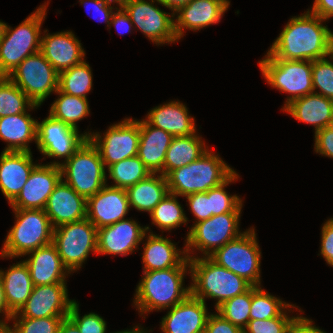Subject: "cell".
Listing matches in <instances>:
<instances>
[{"instance_id": "44dd1931", "label": "cell", "mask_w": 333, "mask_h": 333, "mask_svg": "<svg viewBox=\"0 0 333 333\" xmlns=\"http://www.w3.org/2000/svg\"><path fill=\"white\" fill-rule=\"evenodd\" d=\"M208 317L205 302L190 294L170 308L162 318L161 330L164 333H204Z\"/></svg>"}, {"instance_id": "ffe728a7", "label": "cell", "mask_w": 333, "mask_h": 333, "mask_svg": "<svg viewBox=\"0 0 333 333\" xmlns=\"http://www.w3.org/2000/svg\"><path fill=\"white\" fill-rule=\"evenodd\" d=\"M63 180L55 186L44 208L53 228L86 219L87 200Z\"/></svg>"}, {"instance_id": "4316f807", "label": "cell", "mask_w": 333, "mask_h": 333, "mask_svg": "<svg viewBox=\"0 0 333 333\" xmlns=\"http://www.w3.org/2000/svg\"><path fill=\"white\" fill-rule=\"evenodd\" d=\"M148 124L169 132L173 137L196 134L194 118L183 103L171 101L153 108L145 120Z\"/></svg>"}, {"instance_id": "9a60e30c", "label": "cell", "mask_w": 333, "mask_h": 333, "mask_svg": "<svg viewBox=\"0 0 333 333\" xmlns=\"http://www.w3.org/2000/svg\"><path fill=\"white\" fill-rule=\"evenodd\" d=\"M154 1L157 0H151V3L145 0H126L121 6L129 14L131 22L152 42L159 45L178 41L174 19L170 17V13L155 7Z\"/></svg>"}, {"instance_id": "f35d334b", "label": "cell", "mask_w": 333, "mask_h": 333, "mask_svg": "<svg viewBox=\"0 0 333 333\" xmlns=\"http://www.w3.org/2000/svg\"><path fill=\"white\" fill-rule=\"evenodd\" d=\"M296 307L268 294L260 286H252L250 319L264 320L278 317L286 308Z\"/></svg>"}, {"instance_id": "d4e9b609", "label": "cell", "mask_w": 333, "mask_h": 333, "mask_svg": "<svg viewBox=\"0 0 333 333\" xmlns=\"http://www.w3.org/2000/svg\"><path fill=\"white\" fill-rule=\"evenodd\" d=\"M27 254H31V257L24 262L27 264L34 286L65 283L66 275L70 272L63 264L53 243Z\"/></svg>"}, {"instance_id": "f546056e", "label": "cell", "mask_w": 333, "mask_h": 333, "mask_svg": "<svg viewBox=\"0 0 333 333\" xmlns=\"http://www.w3.org/2000/svg\"><path fill=\"white\" fill-rule=\"evenodd\" d=\"M4 298L7 308L14 314L26 303L33 290V282L27 264L22 261L1 271Z\"/></svg>"}, {"instance_id": "c3c4849f", "label": "cell", "mask_w": 333, "mask_h": 333, "mask_svg": "<svg viewBox=\"0 0 333 333\" xmlns=\"http://www.w3.org/2000/svg\"><path fill=\"white\" fill-rule=\"evenodd\" d=\"M322 240L320 253L327 264L333 266V218L326 221L322 227Z\"/></svg>"}, {"instance_id": "5bb4252c", "label": "cell", "mask_w": 333, "mask_h": 333, "mask_svg": "<svg viewBox=\"0 0 333 333\" xmlns=\"http://www.w3.org/2000/svg\"><path fill=\"white\" fill-rule=\"evenodd\" d=\"M78 131L49 114L41 123L37 122V148L45 156L65 157L67 161L91 134H78Z\"/></svg>"}, {"instance_id": "7dc6e473", "label": "cell", "mask_w": 333, "mask_h": 333, "mask_svg": "<svg viewBox=\"0 0 333 333\" xmlns=\"http://www.w3.org/2000/svg\"><path fill=\"white\" fill-rule=\"evenodd\" d=\"M204 333H244L243 329L230 321L225 320L220 314H210Z\"/></svg>"}, {"instance_id": "8d00e7d4", "label": "cell", "mask_w": 333, "mask_h": 333, "mask_svg": "<svg viewBox=\"0 0 333 333\" xmlns=\"http://www.w3.org/2000/svg\"><path fill=\"white\" fill-rule=\"evenodd\" d=\"M26 107L33 109L39 106L34 105L7 76H0V117L26 113Z\"/></svg>"}, {"instance_id": "d590c367", "label": "cell", "mask_w": 333, "mask_h": 333, "mask_svg": "<svg viewBox=\"0 0 333 333\" xmlns=\"http://www.w3.org/2000/svg\"><path fill=\"white\" fill-rule=\"evenodd\" d=\"M114 180L112 187L127 189L152 174L138 156L126 158L107 169Z\"/></svg>"}, {"instance_id": "94428289", "label": "cell", "mask_w": 333, "mask_h": 333, "mask_svg": "<svg viewBox=\"0 0 333 333\" xmlns=\"http://www.w3.org/2000/svg\"><path fill=\"white\" fill-rule=\"evenodd\" d=\"M6 26H7L6 23L0 21V40L4 36Z\"/></svg>"}, {"instance_id": "603a6c76", "label": "cell", "mask_w": 333, "mask_h": 333, "mask_svg": "<svg viewBox=\"0 0 333 333\" xmlns=\"http://www.w3.org/2000/svg\"><path fill=\"white\" fill-rule=\"evenodd\" d=\"M40 52L58 73L82 63L85 55L80 41L71 31L42 36Z\"/></svg>"}, {"instance_id": "681fc988", "label": "cell", "mask_w": 333, "mask_h": 333, "mask_svg": "<svg viewBox=\"0 0 333 333\" xmlns=\"http://www.w3.org/2000/svg\"><path fill=\"white\" fill-rule=\"evenodd\" d=\"M315 152L333 158V131L326 128L315 133Z\"/></svg>"}, {"instance_id": "f5cc1de1", "label": "cell", "mask_w": 333, "mask_h": 333, "mask_svg": "<svg viewBox=\"0 0 333 333\" xmlns=\"http://www.w3.org/2000/svg\"><path fill=\"white\" fill-rule=\"evenodd\" d=\"M310 12L329 20L333 16V0H315Z\"/></svg>"}, {"instance_id": "7c38bea8", "label": "cell", "mask_w": 333, "mask_h": 333, "mask_svg": "<svg viewBox=\"0 0 333 333\" xmlns=\"http://www.w3.org/2000/svg\"><path fill=\"white\" fill-rule=\"evenodd\" d=\"M240 214L223 213L194 223L186 238V256L189 257L190 248L194 247L209 257L227 242L238 238L242 234L238 228Z\"/></svg>"}, {"instance_id": "7a4b0ae2", "label": "cell", "mask_w": 333, "mask_h": 333, "mask_svg": "<svg viewBox=\"0 0 333 333\" xmlns=\"http://www.w3.org/2000/svg\"><path fill=\"white\" fill-rule=\"evenodd\" d=\"M187 267H190L188 257L177 267L143 272L134 300L141 315L153 309L172 308L191 294L190 286L184 288L182 284Z\"/></svg>"}, {"instance_id": "1f68e13d", "label": "cell", "mask_w": 333, "mask_h": 333, "mask_svg": "<svg viewBox=\"0 0 333 333\" xmlns=\"http://www.w3.org/2000/svg\"><path fill=\"white\" fill-rule=\"evenodd\" d=\"M126 192L130 206L150 213L169 193V189L165 176L160 174L156 177V173H152L128 187Z\"/></svg>"}, {"instance_id": "836d02e7", "label": "cell", "mask_w": 333, "mask_h": 333, "mask_svg": "<svg viewBox=\"0 0 333 333\" xmlns=\"http://www.w3.org/2000/svg\"><path fill=\"white\" fill-rule=\"evenodd\" d=\"M59 98L53 102L50 115L67 125L78 129L77 121H80L90 113L87 98L76 97L57 90Z\"/></svg>"}, {"instance_id": "bcb514c9", "label": "cell", "mask_w": 333, "mask_h": 333, "mask_svg": "<svg viewBox=\"0 0 333 333\" xmlns=\"http://www.w3.org/2000/svg\"><path fill=\"white\" fill-rule=\"evenodd\" d=\"M185 197L188 199L191 212L197 218L196 223L211 217L209 191L192 193Z\"/></svg>"}, {"instance_id": "2e32d148", "label": "cell", "mask_w": 333, "mask_h": 333, "mask_svg": "<svg viewBox=\"0 0 333 333\" xmlns=\"http://www.w3.org/2000/svg\"><path fill=\"white\" fill-rule=\"evenodd\" d=\"M59 162L37 164L17 197L10 203L13 209H42L55 186L62 179Z\"/></svg>"}, {"instance_id": "e575fe53", "label": "cell", "mask_w": 333, "mask_h": 333, "mask_svg": "<svg viewBox=\"0 0 333 333\" xmlns=\"http://www.w3.org/2000/svg\"><path fill=\"white\" fill-rule=\"evenodd\" d=\"M92 89V73L86 61L59 73L58 90L76 97L87 98Z\"/></svg>"}, {"instance_id": "ee69618b", "label": "cell", "mask_w": 333, "mask_h": 333, "mask_svg": "<svg viewBox=\"0 0 333 333\" xmlns=\"http://www.w3.org/2000/svg\"><path fill=\"white\" fill-rule=\"evenodd\" d=\"M314 93L333 100V62L322 58L312 61ZM319 88L321 92L315 90Z\"/></svg>"}, {"instance_id": "4fadbf2b", "label": "cell", "mask_w": 333, "mask_h": 333, "mask_svg": "<svg viewBox=\"0 0 333 333\" xmlns=\"http://www.w3.org/2000/svg\"><path fill=\"white\" fill-rule=\"evenodd\" d=\"M88 139L98 149L105 167L126 158L137 156L140 142L139 121L124 119L109 127L104 138L99 133L90 134Z\"/></svg>"}, {"instance_id": "6125c7cd", "label": "cell", "mask_w": 333, "mask_h": 333, "mask_svg": "<svg viewBox=\"0 0 333 333\" xmlns=\"http://www.w3.org/2000/svg\"><path fill=\"white\" fill-rule=\"evenodd\" d=\"M327 128L333 131V116H332V118L330 119V121H329V123H328V125H327Z\"/></svg>"}, {"instance_id": "cb8c5ba5", "label": "cell", "mask_w": 333, "mask_h": 333, "mask_svg": "<svg viewBox=\"0 0 333 333\" xmlns=\"http://www.w3.org/2000/svg\"><path fill=\"white\" fill-rule=\"evenodd\" d=\"M31 152L2 151L0 156V189L11 203L22 190L36 164Z\"/></svg>"}, {"instance_id": "6f0895ef", "label": "cell", "mask_w": 333, "mask_h": 333, "mask_svg": "<svg viewBox=\"0 0 333 333\" xmlns=\"http://www.w3.org/2000/svg\"><path fill=\"white\" fill-rule=\"evenodd\" d=\"M59 333H80V331L78 327L66 317L61 322Z\"/></svg>"}, {"instance_id": "8992f818", "label": "cell", "mask_w": 333, "mask_h": 333, "mask_svg": "<svg viewBox=\"0 0 333 333\" xmlns=\"http://www.w3.org/2000/svg\"><path fill=\"white\" fill-rule=\"evenodd\" d=\"M46 16V4L40 6L19 26H6L0 40V76H8L26 57L40 51L41 25Z\"/></svg>"}, {"instance_id": "3957f363", "label": "cell", "mask_w": 333, "mask_h": 333, "mask_svg": "<svg viewBox=\"0 0 333 333\" xmlns=\"http://www.w3.org/2000/svg\"><path fill=\"white\" fill-rule=\"evenodd\" d=\"M188 258L193 281L190 286L191 295L203 302L205 297L217 299L216 308L252 286L244 278L220 266L210 257Z\"/></svg>"}, {"instance_id": "ba28073f", "label": "cell", "mask_w": 333, "mask_h": 333, "mask_svg": "<svg viewBox=\"0 0 333 333\" xmlns=\"http://www.w3.org/2000/svg\"><path fill=\"white\" fill-rule=\"evenodd\" d=\"M259 62L262 75L282 92L290 93L285 106L296 98L314 93L312 61L273 59L268 54Z\"/></svg>"}, {"instance_id": "ab89813d", "label": "cell", "mask_w": 333, "mask_h": 333, "mask_svg": "<svg viewBox=\"0 0 333 333\" xmlns=\"http://www.w3.org/2000/svg\"><path fill=\"white\" fill-rule=\"evenodd\" d=\"M252 286L244 293L224 301L216 308L225 320L244 329L250 320Z\"/></svg>"}, {"instance_id": "5b68a950", "label": "cell", "mask_w": 333, "mask_h": 333, "mask_svg": "<svg viewBox=\"0 0 333 333\" xmlns=\"http://www.w3.org/2000/svg\"><path fill=\"white\" fill-rule=\"evenodd\" d=\"M16 224L10 229L1 257H19L52 243L53 227L42 209H13Z\"/></svg>"}, {"instance_id": "d6986e66", "label": "cell", "mask_w": 333, "mask_h": 333, "mask_svg": "<svg viewBox=\"0 0 333 333\" xmlns=\"http://www.w3.org/2000/svg\"><path fill=\"white\" fill-rule=\"evenodd\" d=\"M149 227H141L133 220L123 219L97 229V254L128 255L138 247Z\"/></svg>"}, {"instance_id": "83f0119b", "label": "cell", "mask_w": 333, "mask_h": 333, "mask_svg": "<svg viewBox=\"0 0 333 333\" xmlns=\"http://www.w3.org/2000/svg\"><path fill=\"white\" fill-rule=\"evenodd\" d=\"M298 121L315 126V133L326 128L333 116V100L316 93L299 97L283 107Z\"/></svg>"}, {"instance_id": "9c48e42d", "label": "cell", "mask_w": 333, "mask_h": 333, "mask_svg": "<svg viewBox=\"0 0 333 333\" xmlns=\"http://www.w3.org/2000/svg\"><path fill=\"white\" fill-rule=\"evenodd\" d=\"M209 257L220 266L244 278L252 286H260L261 252L253 228L227 242Z\"/></svg>"}, {"instance_id": "74e56055", "label": "cell", "mask_w": 333, "mask_h": 333, "mask_svg": "<svg viewBox=\"0 0 333 333\" xmlns=\"http://www.w3.org/2000/svg\"><path fill=\"white\" fill-rule=\"evenodd\" d=\"M178 196L168 193L165 198L150 212L152 223L160 229L171 230L186 223L188 218L185 216L181 205L176 199Z\"/></svg>"}, {"instance_id": "277c9868", "label": "cell", "mask_w": 333, "mask_h": 333, "mask_svg": "<svg viewBox=\"0 0 333 333\" xmlns=\"http://www.w3.org/2000/svg\"><path fill=\"white\" fill-rule=\"evenodd\" d=\"M234 172L218 155L207 150L194 162L171 171L166 179L169 193L185 197L219 186Z\"/></svg>"}, {"instance_id": "f907efd6", "label": "cell", "mask_w": 333, "mask_h": 333, "mask_svg": "<svg viewBox=\"0 0 333 333\" xmlns=\"http://www.w3.org/2000/svg\"><path fill=\"white\" fill-rule=\"evenodd\" d=\"M80 1H81V4H88L87 3V1H88L89 4L94 5L93 10L95 11V13H97V14L99 13L98 16L103 18L104 21L107 22V26L110 27L109 24H110L111 16L113 14V10H112L113 7L110 6V4H111V2H114V1H111V0H80ZM99 22H100V20H99Z\"/></svg>"}, {"instance_id": "60d3db41", "label": "cell", "mask_w": 333, "mask_h": 333, "mask_svg": "<svg viewBox=\"0 0 333 333\" xmlns=\"http://www.w3.org/2000/svg\"><path fill=\"white\" fill-rule=\"evenodd\" d=\"M238 179V174L234 172L225 182L209 190L211 205V217L223 213H241L242 200L236 196H230L225 191V186Z\"/></svg>"}, {"instance_id": "91938a15", "label": "cell", "mask_w": 333, "mask_h": 333, "mask_svg": "<svg viewBox=\"0 0 333 333\" xmlns=\"http://www.w3.org/2000/svg\"><path fill=\"white\" fill-rule=\"evenodd\" d=\"M116 333H146V331H143V329H141L140 327H135L132 330H124V331H120V332H116Z\"/></svg>"}, {"instance_id": "30bf717a", "label": "cell", "mask_w": 333, "mask_h": 333, "mask_svg": "<svg viewBox=\"0 0 333 333\" xmlns=\"http://www.w3.org/2000/svg\"><path fill=\"white\" fill-rule=\"evenodd\" d=\"M97 228L86 218L53 228L52 243L71 273L79 270L90 251L97 253Z\"/></svg>"}, {"instance_id": "52a82bcc", "label": "cell", "mask_w": 333, "mask_h": 333, "mask_svg": "<svg viewBox=\"0 0 333 333\" xmlns=\"http://www.w3.org/2000/svg\"><path fill=\"white\" fill-rule=\"evenodd\" d=\"M60 169L61 177L66 178L64 182L86 200L106 185L105 165L98 149L89 139L60 164Z\"/></svg>"}, {"instance_id": "f6af8a7d", "label": "cell", "mask_w": 333, "mask_h": 333, "mask_svg": "<svg viewBox=\"0 0 333 333\" xmlns=\"http://www.w3.org/2000/svg\"><path fill=\"white\" fill-rule=\"evenodd\" d=\"M78 305L76 301L71 305L67 317L78 327L80 333H106V322L103 318L95 313L80 317Z\"/></svg>"}, {"instance_id": "484cf974", "label": "cell", "mask_w": 333, "mask_h": 333, "mask_svg": "<svg viewBox=\"0 0 333 333\" xmlns=\"http://www.w3.org/2000/svg\"><path fill=\"white\" fill-rule=\"evenodd\" d=\"M140 142L137 156L151 173L164 176V160L173 136L160 128L139 121Z\"/></svg>"}, {"instance_id": "ac0fdd59", "label": "cell", "mask_w": 333, "mask_h": 333, "mask_svg": "<svg viewBox=\"0 0 333 333\" xmlns=\"http://www.w3.org/2000/svg\"><path fill=\"white\" fill-rule=\"evenodd\" d=\"M129 208L126 189L106 184L87 199L86 218L99 229L125 219Z\"/></svg>"}, {"instance_id": "11a10c76", "label": "cell", "mask_w": 333, "mask_h": 333, "mask_svg": "<svg viewBox=\"0 0 333 333\" xmlns=\"http://www.w3.org/2000/svg\"><path fill=\"white\" fill-rule=\"evenodd\" d=\"M191 0H157V2L170 10H172L174 13H172L171 17L175 16V12L182 6L187 5Z\"/></svg>"}, {"instance_id": "816d5d0a", "label": "cell", "mask_w": 333, "mask_h": 333, "mask_svg": "<svg viewBox=\"0 0 333 333\" xmlns=\"http://www.w3.org/2000/svg\"><path fill=\"white\" fill-rule=\"evenodd\" d=\"M120 9H117V12H113L111 16L110 25H114L117 30H122L123 32H130L133 23L131 22L129 14L121 6ZM121 28V29H120ZM121 31L119 32V34ZM121 35V34H120Z\"/></svg>"}, {"instance_id": "7bdbcfd3", "label": "cell", "mask_w": 333, "mask_h": 333, "mask_svg": "<svg viewBox=\"0 0 333 333\" xmlns=\"http://www.w3.org/2000/svg\"><path fill=\"white\" fill-rule=\"evenodd\" d=\"M299 318L289 317L286 311L278 317L257 320L250 319L247 326L243 329L244 333H290L293 324Z\"/></svg>"}, {"instance_id": "4dcf8cb0", "label": "cell", "mask_w": 333, "mask_h": 333, "mask_svg": "<svg viewBox=\"0 0 333 333\" xmlns=\"http://www.w3.org/2000/svg\"><path fill=\"white\" fill-rule=\"evenodd\" d=\"M176 249V245L168 238L150 232L142 256L143 272L177 267L187 256L184 250L180 252Z\"/></svg>"}, {"instance_id": "680465c9", "label": "cell", "mask_w": 333, "mask_h": 333, "mask_svg": "<svg viewBox=\"0 0 333 333\" xmlns=\"http://www.w3.org/2000/svg\"><path fill=\"white\" fill-rule=\"evenodd\" d=\"M0 333H14L7 323H5V320H0Z\"/></svg>"}, {"instance_id": "be15d7a7", "label": "cell", "mask_w": 333, "mask_h": 333, "mask_svg": "<svg viewBox=\"0 0 333 333\" xmlns=\"http://www.w3.org/2000/svg\"><path fill=\"white\" fill-rule=\"evenodd\" d=\"M111 1L117 2V4L121 5L126 0H111Z\"/></svg>"}, {"instance_id": "6da1fadb", "label": "cell", "mask_w": 333, "mask_h": 333, "mask_svg": "<svg viewBox=\"0 0 333 333\" xmlns=\"http://www.w3.org/2000/svg\"><path fill=\"white\" fill-rule=\"evenodd\" d=\"M323 20L309 10L291 18L267 54L282 60L315 61L326 56L332 60L333 32L322 25Z\"/></svg>"}, {"instance_id": "8fae6325", "label": "cell", "mask_w": 333, "mask_h": 333, "mask_svg": "<svg viewBox=\"0 0 333 333\" xmlns=\"http://www.w3.org/2000/svg\"><path fill=\"white\" fill-rule=\"evenodd\" d=\"M7 77L37 106L58 90L59 73L40 51L26 57Z\"/></svg>"}, {"instance_id": "e0dca14e", "label": "cell", "mask_w": 333, "mask_h": 333, "mask_svg": "<svg viewBox=\"0 0 333 333\" xmlns=\"http://www.w3.org/2000/svg\"><path fill=\"white\" fill-rule=\"evenodd\" d=\"M68 298L66 283L34 286L30 297L14 314L26 318L67 317L74 303Z\"/></svg>"}, {"instance_id": "f1b7e54d", "label": "cell", "mask_w": 333, "mask_h": 333, "mask_svg": "<svg viewBox=\"0 0 333 333\" xmlns=\"http://www.w3.org/2000/svg\"><path fill=\"white\" fill-rule=\"evenodd\" d=\"M0 138L7 143L4 151L31 152L28 144L37 139V121L28 113L0 117Z\"/></svg>"}, {"instance_id": "d6a6232c", "label": "cell", "mask_w": 333, "mask_h": 333, "mask_svg": "<svg viewBox=\"0 0 333 333\" xmlns=\"http://www.w3.org/2000/svg\"><path fill=\"white\" fill-rule=\"evenodd\" d=\"M204 144L195 134L173 137L164 160V176L200 158L208 150Z\"/></svg>"}, {"instance_id": "9f6ffc18", "label": "cell", "mask_w": 333, "mask_h": 333, "mask_svg": "<svg viewBox=\"0 0 333 333\" xmlns=\"http://www.w3.org/2000/svg\"><path fill=\"white\" fill-rule=\"evenodd\" d=\"M0 313L5 314L7 321L10 320L13 315V313L7 308L5 302L1 270H0Z\"/></svg>"}, {"instance_id": "7402d4cb", "label": "cell", "mask_w": 333, "mask_h": 333, "mask_svg": "<svg viewBox=\"0 0 333 333\" xmlns=\"http://www.w3.org/2000/svg\"><path fill=\"white\" fill-rule=\"evenodd\" d=\"M229 5L228 0H191L187 5L180 7L175 12L179 15L174 21L177 39L183 37L184 28L196 31L220 22Z\"/></svg>"}, {"instance_id": "db71d44e", "label": "cell", "mask_w": 333, "mask_h": 333, "mask_svg": "<svg viewBox=\"0 0 333 333\" xmlns=\"http://www.w3.org/2000/svg\"><path fill=\"white\" fill-rule=\"evenodd\" d=\"M313 321L310 319L304 318L303 316L299 317L292 326L290 333H326L323 330L313 326Z\"/></svg>"}, {"instance_id": "b9f144b4", "label": "cell", "mask_w": 333, "mask_h": 333, "mask_svg": "<svg viewBox=\"0 0 333 333\" xmlns=\"http://www.w3.org/2000/svg\"><path fill=\"white\" fill-rule=\"evenodd\" d=\"M17 318H19L17 320ZM66 317H41V318H26L18 317L13 314L11 319H15L13 329L14 333H59V328L62 320Z\"/></svg>"}]
</instances>
